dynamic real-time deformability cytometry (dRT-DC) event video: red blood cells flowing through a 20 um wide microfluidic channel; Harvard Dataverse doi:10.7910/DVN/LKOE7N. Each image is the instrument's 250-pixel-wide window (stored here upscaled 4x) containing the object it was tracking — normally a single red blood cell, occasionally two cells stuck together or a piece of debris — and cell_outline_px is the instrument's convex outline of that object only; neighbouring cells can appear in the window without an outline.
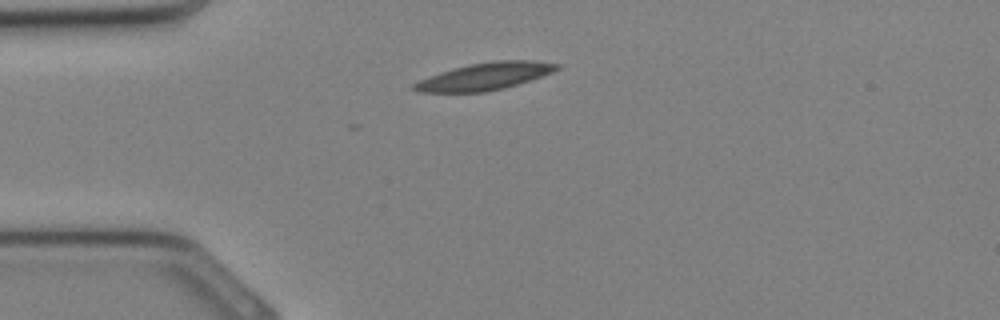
{"species": "Egyptian fruit bat (a non-hibernating species)", "species_latin": "Rousettus aegyptiacus", "temperature_condition": "cold", "stored_images_in_passage": 5, "camera_frame_rate_fps": 3000, "um_per_image_px": 0.085, "animal": {"sex": "female"}, "frame": {"image": 1, "passage_image": 1, "time_ms": 0.0, "image_size_px": [1000, 320], "cell_outline_px": [[560, 68], [552, 72], [504, 88], [484, 92], [416, 92], [412, 88], [412, 84], [420, 80], [440, 72], [452, 68], [468, 64], [496, 60], [528, 60], [560, 64]], "centroid_in_image_um": [41.17, 6.48], "position_along_channel_um": 43.8, "area_um2": 22.43}}